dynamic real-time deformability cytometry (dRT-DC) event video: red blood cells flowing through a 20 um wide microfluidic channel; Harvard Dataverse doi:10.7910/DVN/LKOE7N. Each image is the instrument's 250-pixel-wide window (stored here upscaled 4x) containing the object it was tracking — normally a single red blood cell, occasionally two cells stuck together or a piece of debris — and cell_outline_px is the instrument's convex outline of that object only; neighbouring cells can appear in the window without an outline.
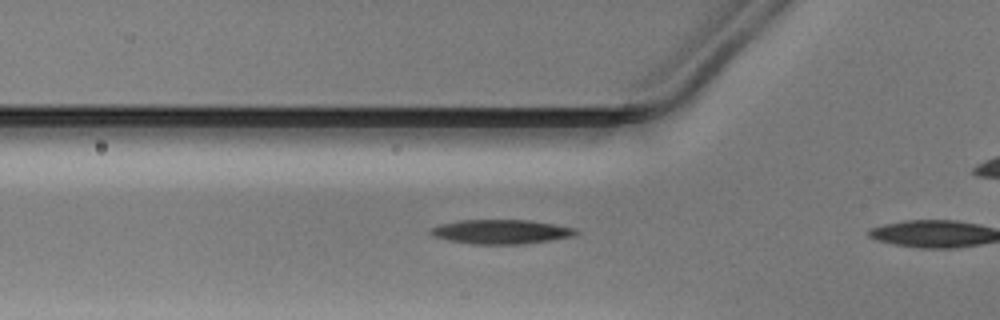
{"species": "Egyptian fruit bat (a non-hibernating species)", "species_latin": "Rousettus aegyptiacus", "temperature_condition": "warm", "stored_images_in_passage": 3, "camera_frame_rate_fps": 3000, "um_per_image_px": 0.085, "animal": {"sex": "male"}, "frame": {"image": 1, "passage_image": 2, "time_ms": 0.333, "image_size_px": [1000, 320], "cell_outline_px": [[580, 232], [572, 236], [524, 244], [472, 244], [448, 240], [436, 236], [428, 232], [432, 228], [440, 224], [460, 220], [528, 220], [576, 228]], "centroid_in_image_um": [42.59, 19.69], "position_along_channel_um": 83.2, "area_um2": 20.35}}